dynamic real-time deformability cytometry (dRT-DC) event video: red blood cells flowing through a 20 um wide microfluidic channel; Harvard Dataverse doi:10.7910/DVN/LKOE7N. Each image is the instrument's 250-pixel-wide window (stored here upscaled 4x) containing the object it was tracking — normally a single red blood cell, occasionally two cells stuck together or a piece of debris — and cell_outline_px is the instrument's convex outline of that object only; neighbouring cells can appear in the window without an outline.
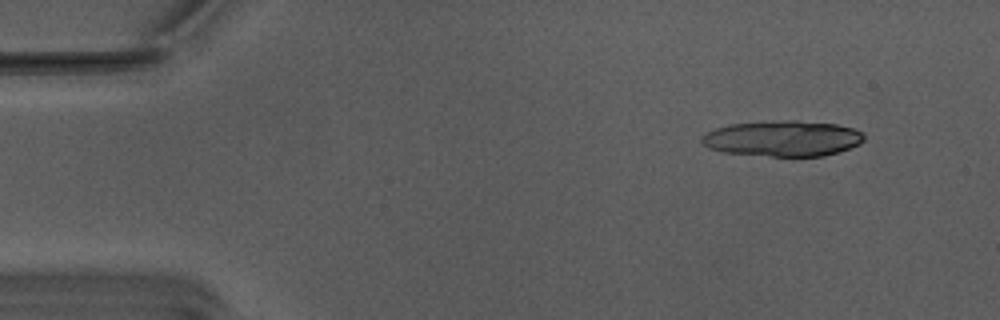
{"species": "Egyptian fruit bat (a non-hibernating species)", "species_latin": "Rousettus aegyptiacus", "temperature_condition": "warm", "stored_images_in_passage": 15, "camera_frame_rate_fps": 3000, "um_per_image_px": 0.085, "animal": {"sex": "male"}, "frame": {"image": 1, "passage_image": 1, "time_ms": 0.0, "image_size_px": [1000, 320], "cell_outline_px": [[864, 140], [860, 144], [824, 156], [772, 156], [724, 152], [708, 148], [700, 140], [700, 136], [716, 128], [728, 124], [784, 120], [796, 120], [836, 124], [852, 128], [860, 132], [864, 136]], "centroid_in_image_um": [66.51, 11.76], "position_along_channel_um": 18.5, "area_um2": 33.64}}